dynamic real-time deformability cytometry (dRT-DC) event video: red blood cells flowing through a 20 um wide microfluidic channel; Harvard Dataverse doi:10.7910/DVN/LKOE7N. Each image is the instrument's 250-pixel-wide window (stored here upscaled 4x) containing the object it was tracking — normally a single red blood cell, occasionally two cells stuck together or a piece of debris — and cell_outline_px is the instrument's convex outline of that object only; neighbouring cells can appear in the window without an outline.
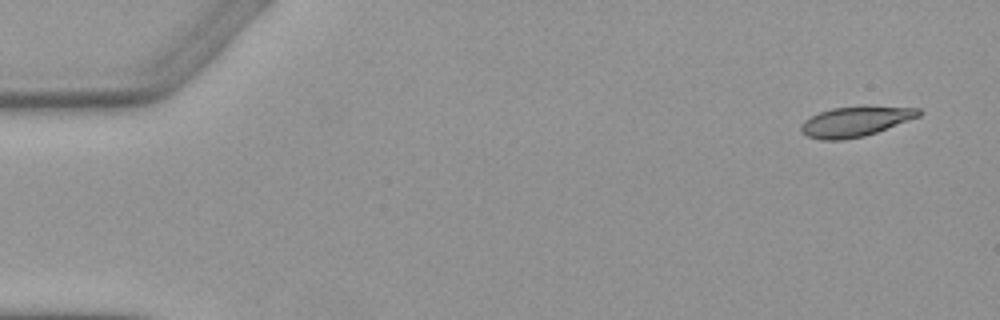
{"species": "Egyptian fruit bat (a non-hibernating species)", "species_latin": "Rousettus aegyptiacus", "temperature_condition": "warm", "stored_images_in_passage": 4, "camera_frame_rate_fps": 3000, "um_per_image_px": 0.085, "animal": {"sex": "female"}, "frame": {"image": 1, "passage_image": 1, "time_ms": 0.0, "image_size_px": [1000, 320], "cell_outline_px": [[924, 112], [920, 116], [876, 132], [864, 136], [844, 140], [820, 140], [808, 136], [800, 132], [800, 124], [804, 120], [820, 112], [832, 108], [860, 104], [868, 104], [920, 108]], "centroid_in_image_um": [72.74, 10.29], "position_along_channel_um": 12.3, "area_um2": 21.33}}